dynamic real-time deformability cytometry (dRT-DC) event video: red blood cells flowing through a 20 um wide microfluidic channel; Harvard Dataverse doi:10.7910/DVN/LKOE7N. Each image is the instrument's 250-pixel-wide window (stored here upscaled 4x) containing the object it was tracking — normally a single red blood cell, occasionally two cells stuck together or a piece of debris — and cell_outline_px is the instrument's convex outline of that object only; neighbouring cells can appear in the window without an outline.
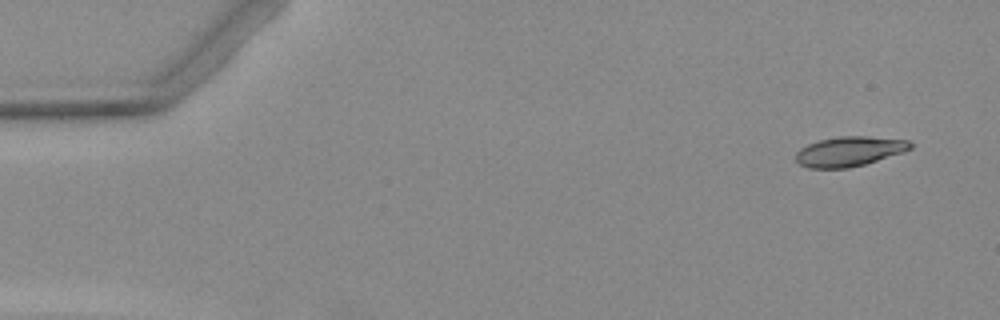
{"species": "Egyptian fruit bat (a non-hibernating species)", "species_latin": "Rousettus aegyptiacus", "temperature_condition": "warm", "stored_images_in_passage": 4, "camera_frame_rate_fps": 3000, "um_per_image_px": 0.085, "animal": {"sex": "female"}, "frame": {"image": 1, "passage_image": 1, "time_ms": 0.0, "image_size_px": [1000, 320], "cell_outline_px": [[912, 148], [904, 152], [864, 164], [848, 168], [808, 168], [800, 164], [796, 160], [796, 152], [800, 148], [808, 144], [820, 140], [840, 136], [864, 136], [908, 140], [912, 144]], "centroid_in_image_um": [72.19, 12.87], "position_along_channel_um": 12.8, "area_um2": 19.77}}
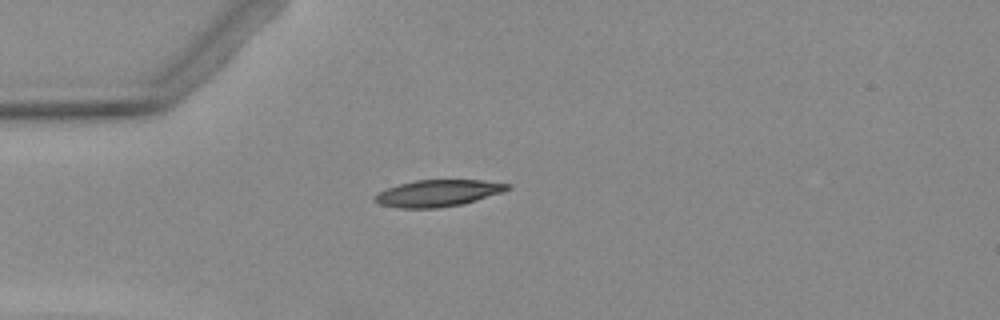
{"frame": {"image": 2, "passage_image": 4, "time_ms": 3.667, "image_size_px": [1000, 320], "cell_outline_px": [[512, 188], [464, 204], [436, 208], [396, 208], [380, 204], [372, 200], [372, 196], [376, 192], [400, 184], [416, 180], [480, 180], [512, 184]], "centroid_in_image_um": [37.17, 16.42], "position_along_channel_um": 47.8, "area_um2": 20.69}}